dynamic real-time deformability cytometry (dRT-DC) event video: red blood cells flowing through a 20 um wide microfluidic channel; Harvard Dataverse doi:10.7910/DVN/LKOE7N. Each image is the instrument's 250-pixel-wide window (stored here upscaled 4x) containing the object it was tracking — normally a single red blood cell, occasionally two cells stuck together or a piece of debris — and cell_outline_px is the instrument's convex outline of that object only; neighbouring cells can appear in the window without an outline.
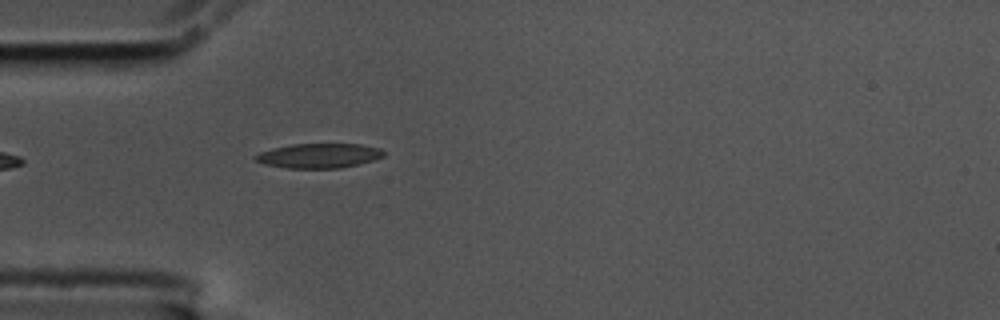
{"species": "common noctule bat (a hibernating species)", "species_latin": "Nyctalus noctula", "temperature_condition": "cold", "stored_images_in_passage": 5, "segment_of_instrument_passage": [2, 2], "camera_frame_rate_fps": 3000, "um_per_image_px": 0.085, "animal": {"sex": "male", "body_mass_g": 17.5, "forearm_length_mm": 52.3}, "frame": {"image": 1, "passage_image": 5, "time_ms": 1.333, "image_size_px": [1000, 320], "cell_outline_px": [[384, 156], [372, 160], [340, 168], [288, 168], [264, 164], [256, 160], [252, 156], [260, 152], [272, 148], [292, 144], [360, 144], [380, 148], [384, 152]], "centroid_in_image_um": [27.08, 13.23], "position_along_channel_um": 57.9, "area_um2": 18.26}}